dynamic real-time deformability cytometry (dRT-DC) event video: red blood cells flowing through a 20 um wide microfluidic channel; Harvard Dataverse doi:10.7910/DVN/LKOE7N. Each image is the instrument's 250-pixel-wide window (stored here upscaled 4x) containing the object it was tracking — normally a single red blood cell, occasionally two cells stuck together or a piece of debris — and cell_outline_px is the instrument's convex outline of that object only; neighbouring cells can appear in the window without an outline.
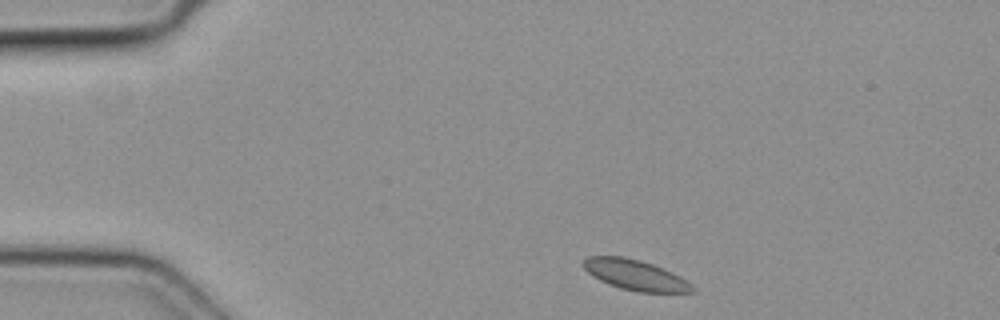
{"species": "common noctule bat (a hibernating species)", "species_latin": "Nyctalus noctula", "temperature_condition": "cold", "stored_images_in_passage": 3, "camera_frame_rate_fps": 3000, "um_per_image_px": 0.085, "animal": {"sex": "female", "body_mass_g": 19.3, "forearm_length_mm": 54.1}, "frame": {"image": 1, "passage_image": 3, "time_ms": 0.667, "image_size_px": [1000, 320], "cell_outline_px": [[696, 292], [640, 292], [620, 288], [608, 284], [592, 276], [584, 268], [584, 260], [588, 256], [624, 256], [640, 260], [664, 268], [680, 276], [692, 284], [696, 288]], "centroid_in_image_um": [54.03, 23.37], "position_along_channel_um": 31.0, "area_um2": 19.31}}